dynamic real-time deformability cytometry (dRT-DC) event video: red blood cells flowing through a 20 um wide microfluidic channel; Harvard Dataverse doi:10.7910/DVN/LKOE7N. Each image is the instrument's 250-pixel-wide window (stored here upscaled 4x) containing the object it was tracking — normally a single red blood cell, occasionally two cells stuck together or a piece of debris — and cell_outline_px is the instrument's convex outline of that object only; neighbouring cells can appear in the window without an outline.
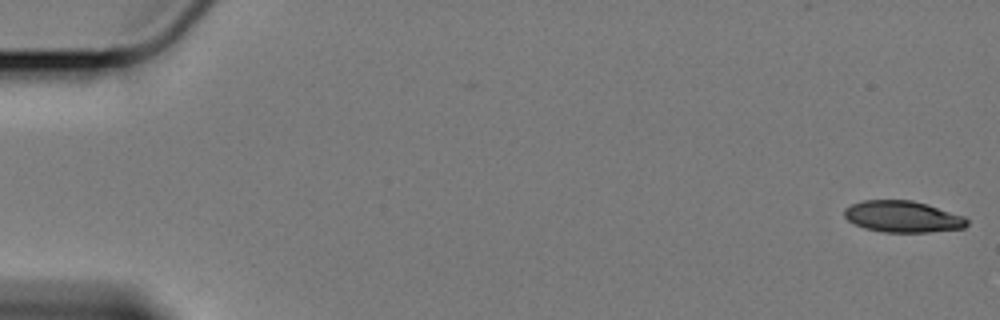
{"species": "Egyptian fruit bat (a non-hibernating species)", "species_latin": "Rousettus aegyptiacus", "temperature_condition": "cold", "stored_images_in_passage": 59, "camera_frame_rate_fps": 3000, "um_per_image_px": 0.085, "animal": {"sex": "female"}, "frame": {"image": 1, "passage_image": 1, "time_ms": 0.0, "image_size_px": [1000, 320], "cell_outline_px": [[968, 224], [964, 228], [928, 232], [884, 232], [864, 228], [848, 220], [844, 216], [844, 208], [852, 204], [864, 200], [912, 200], [928, 204], [964, 216], [968, 220]], "centroid_in_image_um": [76.74, 18.41], "position_along_channel_um": 8.3, "area_um2": 22.48}}
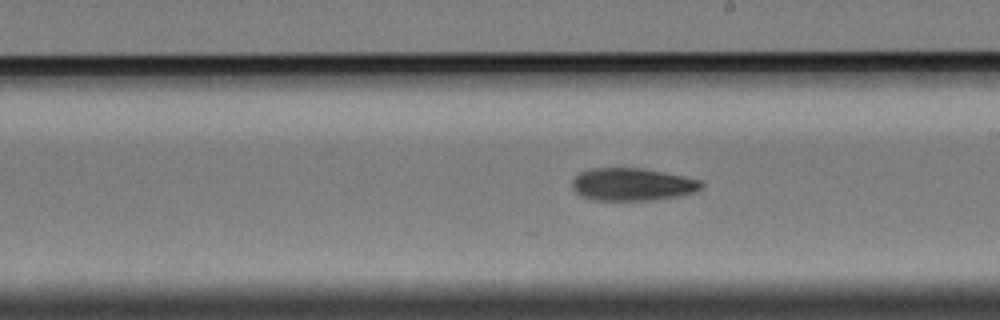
{"frame": {"image": 2, "passage_image": 34, "time_ms": 11.0, "image_size_px": [1000, 320], "cell_outline_px": [[704, 184], [696, 192], [680, 196], [656, 200], [592, 200], [580, 196], [572, 188], [572, 180], [580, 172], [592, 168], [640, 168], [700, 180]], "centroid_in_image_um": [53.71, 15.69], "position_along_channel_um": 235.3, "area_um2": 24.51}}
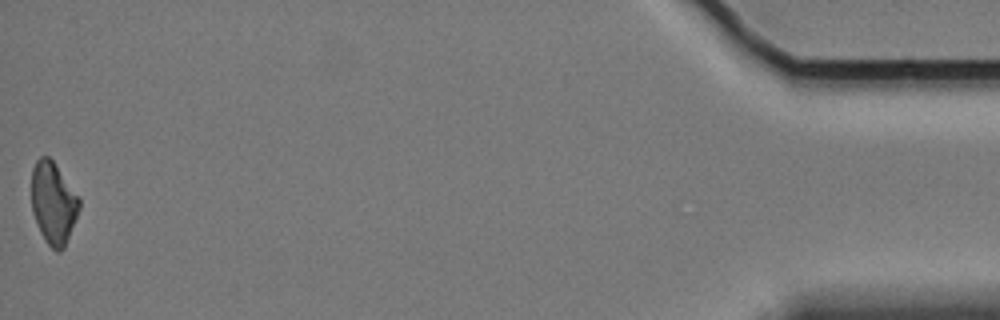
{"frame": {"image": 3, "passage_image": 59, "time_ms": 19.333, "image_size_px": [1000, 320], "cell_outline_px": [[80, 208], [64, 248], [60, 252], [56, 252], [44, 240], [40, 232], [32, 212], [32, 168], [36, 160], [40, 156], [48, 156], [52, 160], [80, 200]], "centroid_in_image_um": [4.51, 17.28], "position_along_channel_um": 430.7, "area_um2": 22.54}, "authors_computed_cell_mechanics": {"area_um2": 24.3338, "velocity_mm_per_s": 3.4016, "shape_relaxation_time_tau1_ms": 4.4692, "shape_relaxation_time_tau2_ms": null, "deformation_change_tau1": 0.133, "deformation_change_tau2": null}}